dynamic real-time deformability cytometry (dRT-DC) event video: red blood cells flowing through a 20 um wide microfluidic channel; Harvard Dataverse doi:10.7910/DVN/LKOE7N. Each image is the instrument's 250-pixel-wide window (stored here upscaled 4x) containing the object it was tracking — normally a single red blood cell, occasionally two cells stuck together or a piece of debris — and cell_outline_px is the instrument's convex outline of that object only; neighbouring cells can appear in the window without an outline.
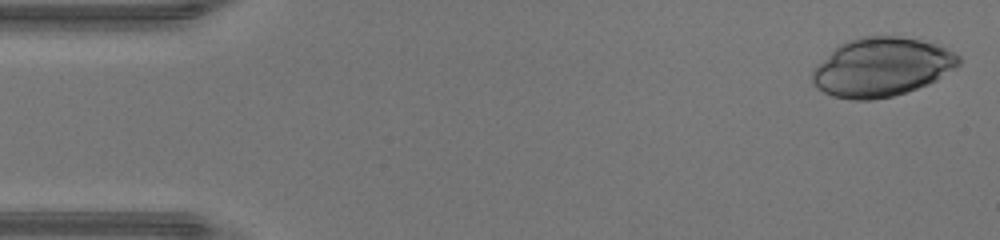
{"species": "human", "species_latin": "Homo sapiens", "temperature_condition": "warm", "stored_images_in_passage": 45, "camera_frame_rate_fps": 3000, "um_per_image_px": 0.085, "donor": {"sex": "male"}, "frame": {"image": 1, "passage_image": 1, "time_ms": 0.0, "image_size_px": [1000, 240], "cell_outline_px": [[960, 64], [956, 68], [936, 80], [928, 84], [892, 96], [872, 100], [852, 100], [832, 96], [816, 88], [812, 80], [812, 72], [816, 64], [840, 44], [848, 40], [864, 36], [900, 36], [920, 40], [944, 48], [960, 56]], "centroid_in_image_um": [74.91, 5.71], "position_along_channel_um": 10.1, "area_um2": 49.94}}
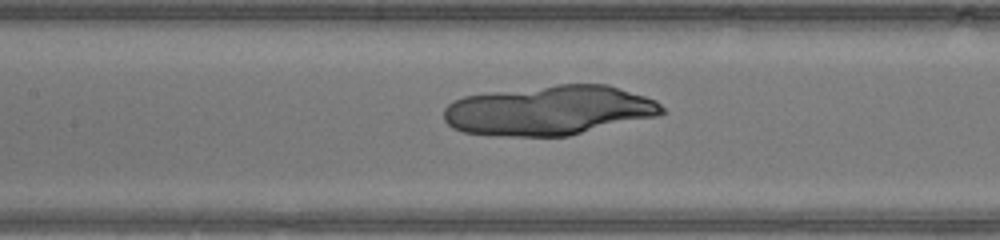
{"frame": {"image": 2, "passage_image": 20, "time_ms": 6.333, "image_size_px": [1000, 240], "cell_outline_px": [[664, 112], [656, 116], [568, 136], [496, 136], [464, 132], [452, 128], [444, 120], [444, 108], [452, 100], [464, 96], [492, 92], [556, 84], [608, 84], [656, 100], [664, 108]], "centroid_in_image_um": [46.65, 9.38], "position_along_channel_um": 160.8, "area_um2": 63.18}}
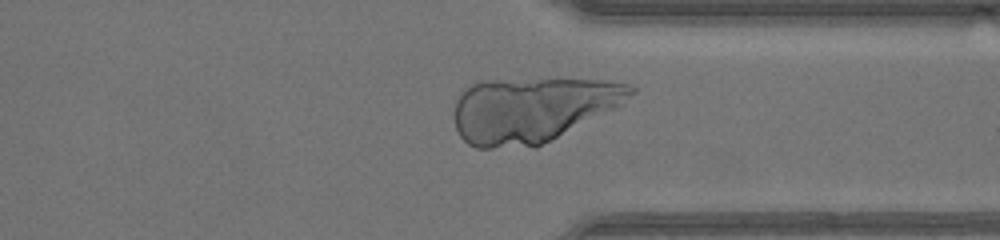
{"frame": {"image": 3, "passage_image": 34, "time_ms": 11.0, "image_size_px": [1000, 240], "cell_outline_px": [[636, 92], [616, 108], [536, 148], [476, 148], [468, 144], [460, 136], [456, 128], [456, 100], [472, 84], [480, 80], [608, 80], [628, 84], [636, 88]], "centroid_in_image_um": [45.27, 9.34], "position_along_channel_um": 366.1, "area_um2": 66.76}}